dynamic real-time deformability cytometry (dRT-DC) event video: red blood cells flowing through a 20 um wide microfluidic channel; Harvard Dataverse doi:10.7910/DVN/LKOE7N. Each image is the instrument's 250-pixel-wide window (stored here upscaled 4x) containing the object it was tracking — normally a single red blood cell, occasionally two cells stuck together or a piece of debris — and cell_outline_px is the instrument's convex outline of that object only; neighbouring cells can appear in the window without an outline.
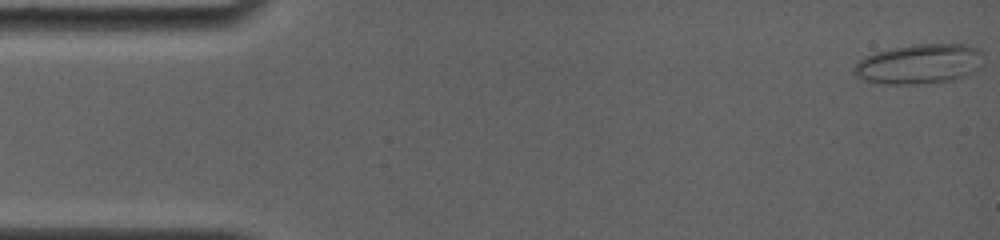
{"species": "common noctule bat (a hibernating species)", "species_latin": "Nyctalus noctula", "temperature_condition": "room temperature", "stored_images_in_passage": 22, "camera_frame_rate_fps": 4000, "um_per_image_px": 0.085, "animal": {"sex": "female", "body_mass_g": 19.0, "forearm_length_mm": 56.7}, "frame": {"image": 1, "passage_image": 1, "time_ms": 0.0, "image_size_px": [1000, 240], "cell_outline_px": [[980, 68], [964, 76], [952, 80], [928, 84], [884, 84], [860, 80], [852, 72], [852, 68], [864, 56], [876, 52], [892, 48], [912, 44], [968, 44], [980, 48]], "centroid_in_image_um": [78.09, 5.45], "position_along_channel_um": 6.9, "area_um2": 30.35}}
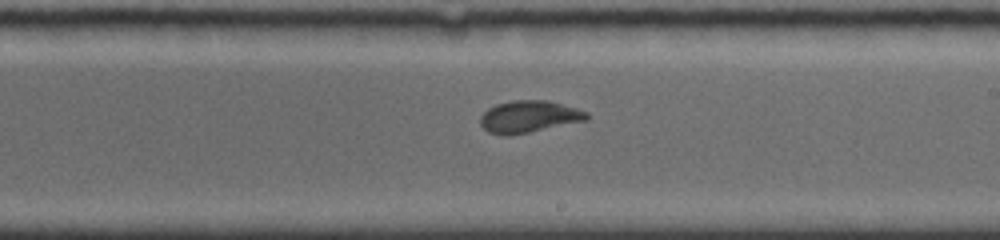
{"frame": {"image": 2, "passage_image": 11, "time_ms": 9.5, "image_size_px": [1000, 240], "cell_outline_px": [[588, 120], [508, 136], [500, 136], [488, 132], [480, 124], [480, 116], [488, 108], [496, 104], [512, 100], [548, 100], [576, 108], [588, 112]], "centroid_in_image_um": [44.93, 9.91], "position_along_channel_um": 244.1, "area_um2": 19.88}}
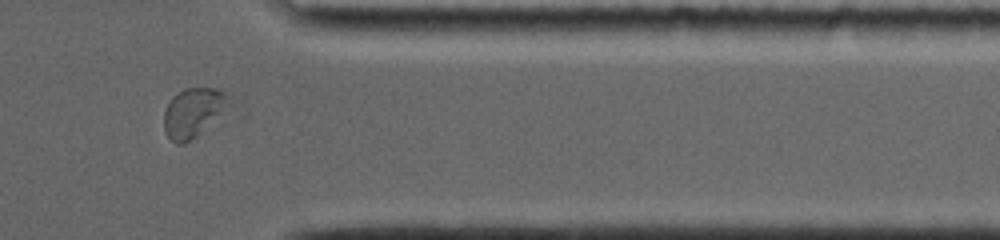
{"frame": {"image": 3, "passage_image": 19, "time_ms": 13.5, "image_size_px": [1000, 240], "cell_outline_px": [[248, 116], [184, 144], [176, 144], [168, 136], [164, 128], [164, 112], [172, 96], [184, 88], [220, 88], [228, 92], [248, 112]], "centroid_in_image_um": [17.01, 9.63], "position_along_channel_um": 394.4, "area_um2": 23.52}, "authors_computed_cell_mechanics": {"area_um2": 20.9525, "velocity_mm_per_s": 3.806, "shape_relaxation_time_tau1_ms": 6.618, "shape_relaxation_time_tau2_ms": 1.2541, "deformation_change_tau1": 0.165, "deformation_change_tau2": 0.0422}}